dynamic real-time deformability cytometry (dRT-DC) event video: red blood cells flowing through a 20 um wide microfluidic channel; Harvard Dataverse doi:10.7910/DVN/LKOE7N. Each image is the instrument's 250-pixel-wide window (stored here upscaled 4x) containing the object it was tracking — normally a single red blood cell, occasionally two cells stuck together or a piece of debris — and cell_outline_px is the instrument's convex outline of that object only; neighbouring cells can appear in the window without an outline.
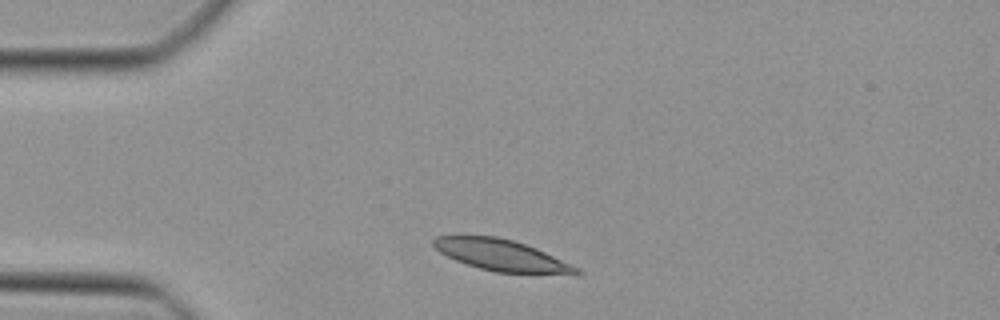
{"species": "Egyptian fruit bat (a non-hibernating species)", "species_latin": "Rousettus aegyptiacus", "temperature_condition": "cold", "stored_images_in_passage": 38, "camera_frame_rate_fps": 3000, "um_per_image_px": 0.085, "animal": {"sex": "female"}, "frame": {"image": 1, "passage_image": 1, "time_ms": 0.0, "image_size_px": [1000, 320], "cell_outline_px": [[584, 272], [496, 272], [480, 268], [456, 260], [440, 252], [432, 244], [432, 240], [436, 236], [496, 236], [512, 240], [536, 248], [580, 268]], "centroid_in_image_um": [42.53, 21.66], "position_along_channel_um": 42.5, "area_um2": 25.03}}
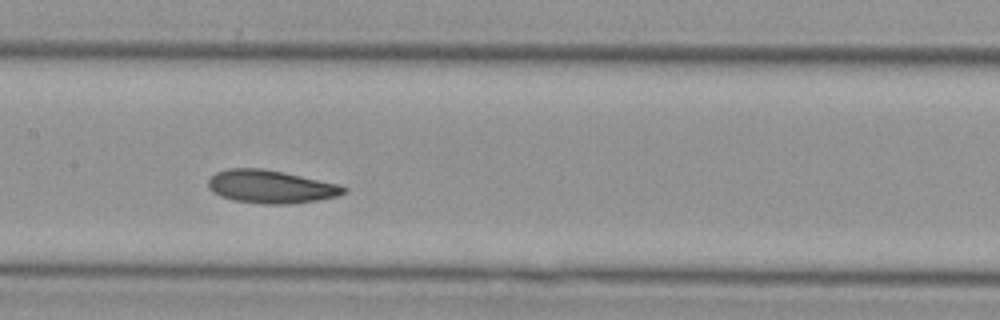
{"frame": {"image": 2, "passage_image": 13, "time_ms": 4.0, "image_size_px": [1000, 320], "cell_outline_px": [[348, 192], [336, 196], [316, 200], [288, 204], [264, 204], [232, 200], [220, 196], [212, 192], [208, 188], [208, 180], [216, 172], [228, 168], [264, 168], [284, 172], [340, 184], [348, 188]], "centroid_in_image_um": [23.01, 15.86], "position_along_channel_um": 184.4, "area_um2": 26.3}}
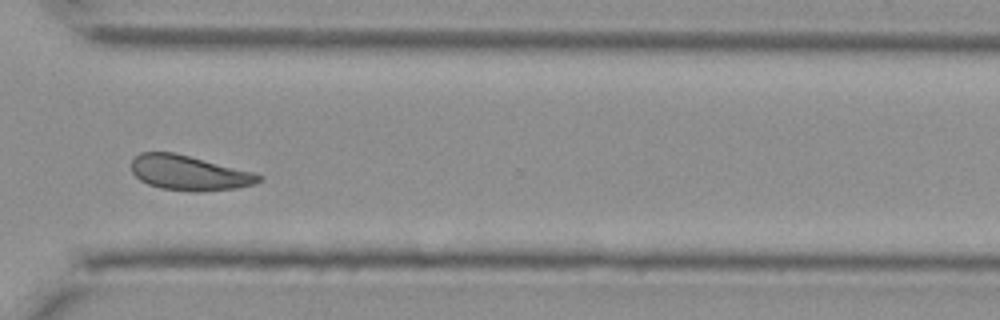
{"frame": {"image": 3, "passage_image": 25, "time_ms": 8.0, "image_size_px": [1000, 320], "cell_outline_px": [[264, 180], [256, 184], [236, 188], [204, 192], [192, 192], [160, 188], [148, 184], [140, 180], [132, 172], [132, 160], [140, 152], [172, 152], [252, 172], [264, 176]], "centroid_in_image_um": [16.09, 14.72], "position_along_channel_um": 354.5, "area_um2": 25.84}}